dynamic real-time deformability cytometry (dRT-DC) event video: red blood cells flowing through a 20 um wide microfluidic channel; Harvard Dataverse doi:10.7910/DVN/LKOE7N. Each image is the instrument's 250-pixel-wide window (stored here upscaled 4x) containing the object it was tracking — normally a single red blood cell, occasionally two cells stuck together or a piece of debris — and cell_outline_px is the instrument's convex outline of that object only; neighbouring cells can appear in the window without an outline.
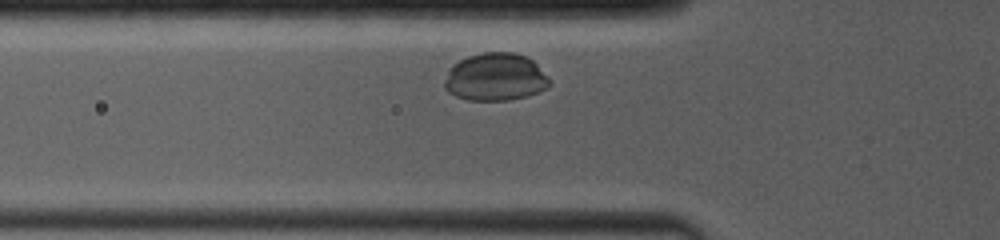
{"species": "common noctule bat (a hibernating species)", "species_latin": "Nyctalus noctula", "temperature_condition": "room temperature", "stored_images_in_passage": 16, "camera_frame_rate_fps": 4000, "um_per_image_px": 0.085, "animal": {"sex": "female", "body_mass_g": 19.0, "forearm_length_mm": 53.3}, "frame": {"image": 1, "passage_image": 4, "time_ms": 1.0, "image_size_px": [1000, 240], "cell_outline_px": [[552, 84], [548, 88], [540, 92], [528, 96], [508, 100], [468, 100], [456, 96], [448, 92], [444, 88], [444, 80], [448, 68], [452, 64], [468, 56], [484, 52], [516, 52], [532, 60], [552, 80]], "centroid_in_image_um": [42.12, 6.55], "position_along_channel_um": 83.7, "area_um2": 29.59}}
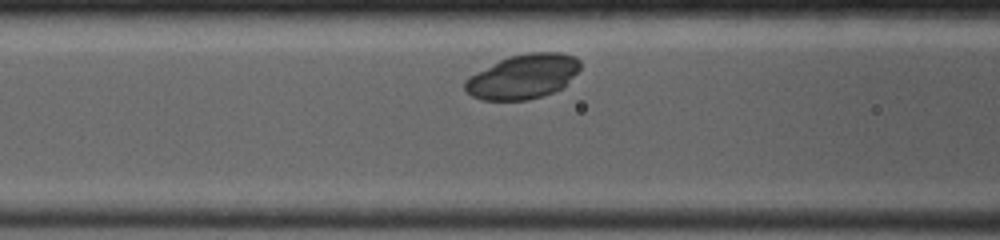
{"frame": {"image": 2, "passage_image": 7, "time_ms": 2.0, "image_size_px": [1000, 240], "cell_outline_px": [[580, 68], [560, 88], [552, 92], [528, 100], [480, 100], [472, 96], [464, 88], [464, 80], [468, 76], [508, 56], [528, 52], [560, 52], [576, 56], [580, 60]], "centroid_in_image_um": [44.42, 6.49], "position_along_channel_um": 122.2, "area_um2": 29.71}}
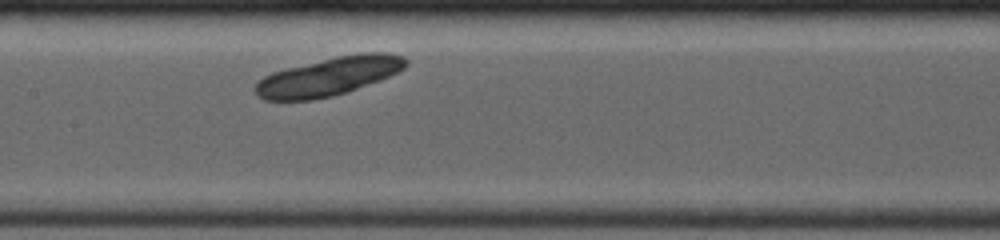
{"frame": {"image": 3, "passage_image": 12, "time_ms": 3.5, "image_size_px": [1000, 240], "cell_outline_px": [[408, 64], [404, 68], [380, 80], [348, 92], [332, 96], [312, 100], [264, 100], [256, 96], [252, 88], [264, 76], [272, 72], [336, 56], [360, 52], [388, 52], [404, 56], [408, 60]], "centroid_in_image_um": [27.95, 6.49], "position_along_channel_um": 179.4, "area_um2": 33.87}}